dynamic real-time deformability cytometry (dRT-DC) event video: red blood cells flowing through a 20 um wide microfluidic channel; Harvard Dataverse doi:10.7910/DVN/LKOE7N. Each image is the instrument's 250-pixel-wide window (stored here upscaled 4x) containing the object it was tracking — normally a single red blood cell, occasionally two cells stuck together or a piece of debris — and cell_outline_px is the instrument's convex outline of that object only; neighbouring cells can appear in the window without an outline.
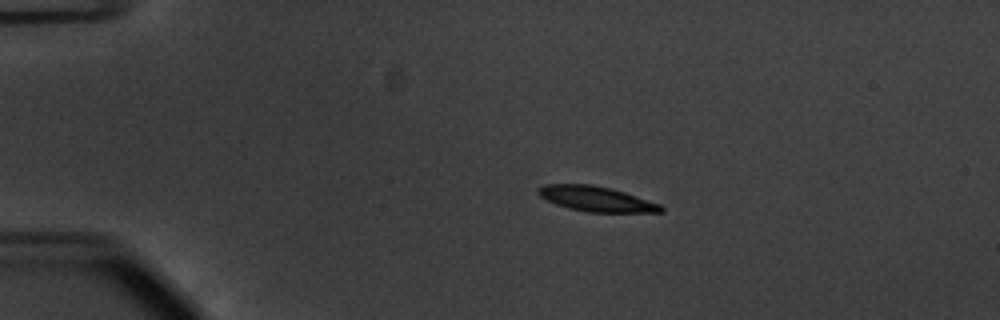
{"species": "common noctule bat (a hibernating species)", "species_latin": "Nyctalus noctula", "temperature_condition": "warm", "stored_images_in_passage": 55, "camera_frame_rate_fps": 3000, "um_per_image_px": 0.085, "animal": {"sex": "male", "body_mass_g": 20.1, "forearm_length_mm": 53.5}, "frame": {"image": 1, "passage_image": 12, "time_ms": 3.667, "image_size_px": [1000, 320], "cell_outline_px": [[664, 212], [588, 212], [568, 208], [556, 204], [540, 196], [536, 192], [536, 188], [544, 184], [592, 184], [612, 188], [660, 204], [664, 208]], "centroid_in_image_um": [50.66, 16.9], "position_along_channel_um": 34.3, "area_um2": 17.98}}
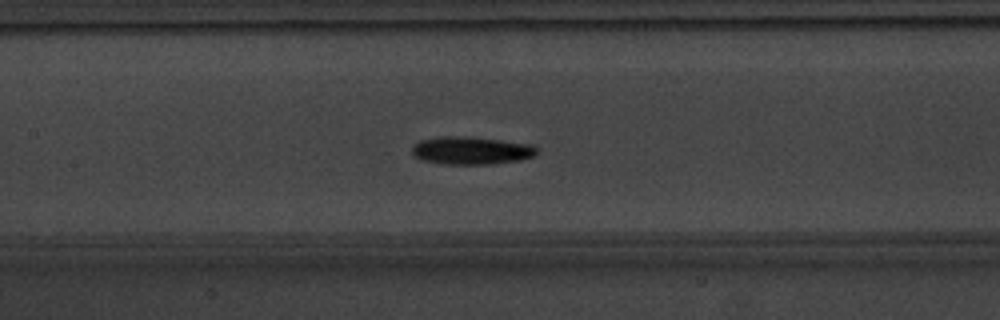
{"frame": {"image": 2, "passage_image": 27, "time_ms": 8.667, "image_size_px": [1000, 320], "cell_outline_px": [[540, 148], [536, 156], [520, 160], [492, 164], [444, 164], [420, 160], [412, 156], [412, 144], [420, 140], [440, 136], [464, 136], [536, 144]], "centroid_in_image_um": [40.08, 12.79], "position_along_channel_um": 167.3, "area_um2": 20.75}}
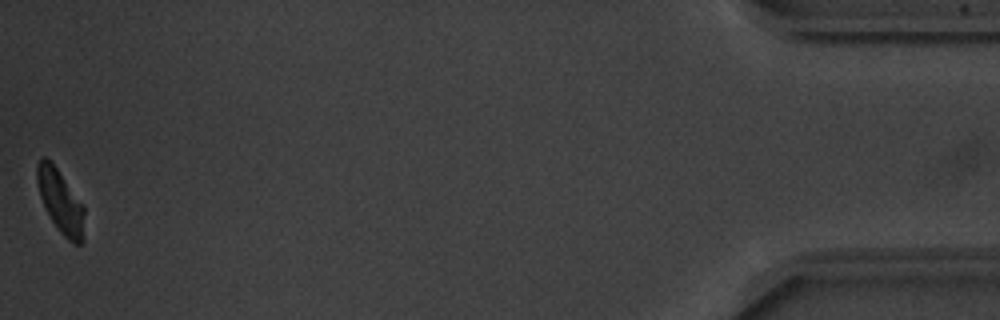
{"frame": {"image": 3, "passage_image": 55, "time_ms": 18.0, "image_size_px": [1000, 320], "cell_outline_px": [[84, 240], [80, 244], [72, 244], [60, 232], [52, 220], [40, 196], [36, 180], [36, 164], [40, 156], [44, 156], [56, 168], [84, 204]], "centroid_in_image_um": [5.16, 17.13], "position_along_channel_um": 430.0, "area_um2": 17.46}, "authors_computed_cell_mechanics": {"area_um2": 18.3804, "velocity_mm_per_s": 3.7423, "shape_relaxation_time_tau1_ms": 1.7509, "shape_relaxation_time_tau2_ms": 8.8943, "deformation_change_tau1": 0.1453, "deformation_change_tau2": 0.1723}}